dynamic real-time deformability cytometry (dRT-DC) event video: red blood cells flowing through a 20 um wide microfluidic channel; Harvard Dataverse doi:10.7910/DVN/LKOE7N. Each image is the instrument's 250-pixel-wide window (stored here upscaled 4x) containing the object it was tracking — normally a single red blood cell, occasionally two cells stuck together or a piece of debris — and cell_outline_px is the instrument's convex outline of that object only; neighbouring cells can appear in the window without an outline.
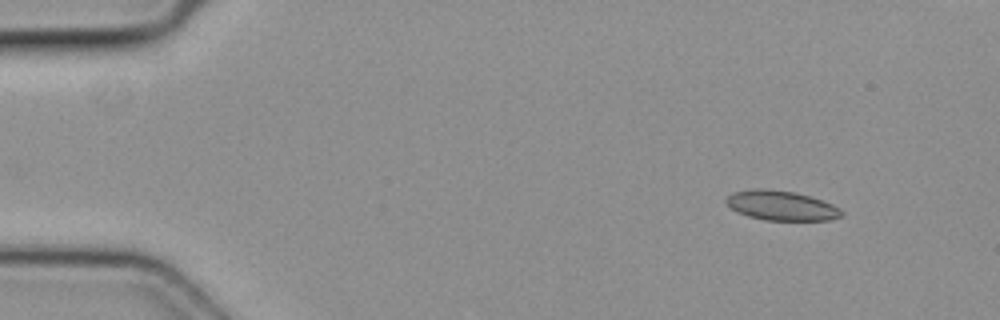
{"species": "common noctule bat (a hibernating species)", "species_latin": "Nyctalus noctula", "temperature_condition": "cold", "stored_images_in_passage": 5, "camera_frame_rate_fps": 3000, "um_per_image_px": 0.085, "animal": {"sex": "female", "body_mass_g": 19.3, "forearm_length_mm": 54.1}, "frame": {"image": 1, "passage_image": 1, "time_ms": 0.0, "image_size_px": [1000, 320], "cell_outline_px": [[844, 216], [828, 220], [764, 220], [748, 216], [736, 212], [724, 200], [732, 192], [752, 188], [768, 188], [796, 192], [832, 204], [840, 208], [844, 212]], "centroid_in_image_um": [66.4, 17.46], "position_along_channel_um": 18.6, "area_um2": 20.11}}